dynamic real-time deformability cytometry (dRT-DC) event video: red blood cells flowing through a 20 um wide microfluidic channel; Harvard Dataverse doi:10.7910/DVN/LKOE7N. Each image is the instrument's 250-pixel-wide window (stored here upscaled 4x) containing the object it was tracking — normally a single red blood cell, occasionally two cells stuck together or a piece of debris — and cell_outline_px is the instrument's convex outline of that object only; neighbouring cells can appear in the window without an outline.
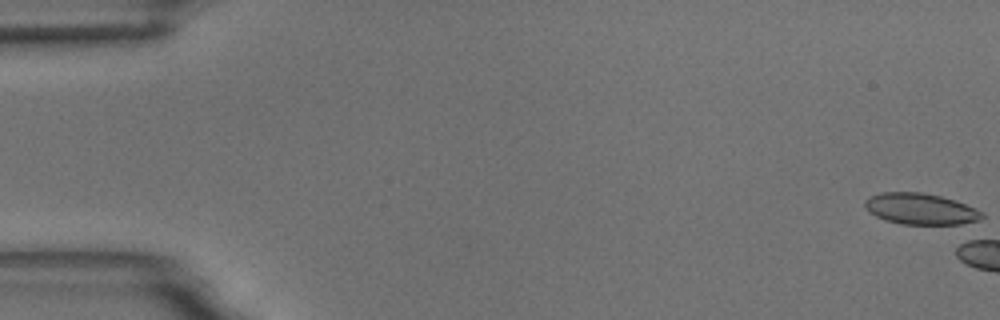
{"species": "common noctule bat (a hibernating species)", "species_latin": "Nyctalus noctula", "temperature_condition": "room temperature", "stored_images_in_passage": 1, "camera_frame_rate_fps": 3000, "um_per_image_px": 0.085, "animal": {"sex": "male", "body_mass_g": 18.8}, "frame": {"image": 1, "passage_image": 1, "time_ms": 0.0, "image_size_px": [1000, 320], "cell_outline_px": [[984, 216], [980, 220], [972, 224], [900, 224], [884, 220], [868, 212], [864, 208], [864, 200], [868, 196], [884, 192], [920, 192], [940, 196], [976, 208], [984, 212]], "centroid_in_image_um": [78.24, 17.77], "position_along_channel_um": 6.8, "area_um2": 21.56}}